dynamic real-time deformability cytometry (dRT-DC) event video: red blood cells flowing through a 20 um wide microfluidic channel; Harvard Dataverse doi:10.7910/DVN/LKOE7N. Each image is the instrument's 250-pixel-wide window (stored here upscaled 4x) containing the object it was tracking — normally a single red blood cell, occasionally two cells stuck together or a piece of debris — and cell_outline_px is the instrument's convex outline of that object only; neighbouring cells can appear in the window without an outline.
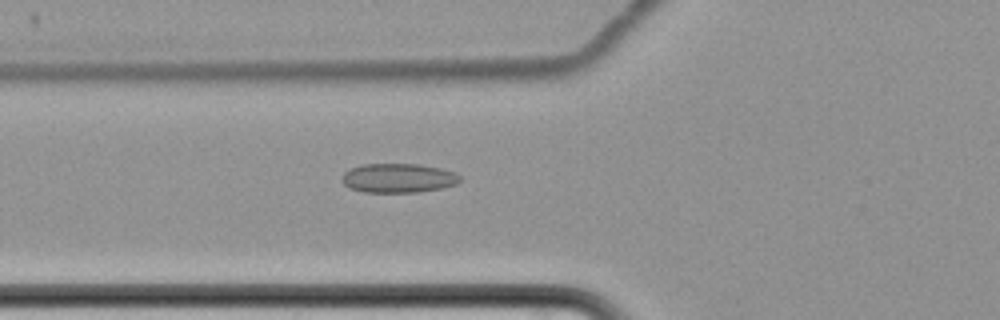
{"species": "common noctule bat (a hibernating species)", "species_latin": "Nyctalus noctula", "temperature_condition": "cold", "stored_images_in_passage": 5, "camera_frame_rate_fps": 3000, "um_per_image_px": 0.085, "animal": {"sex": "female", "body_mass_g": 22.7, "forearm_length_mm": 54.2}, "frame": {"image": 1, "passage_image": 5, "time_ms": 5.667, "image_size_px": [1000, 320], "cell_outline_px": [[460, 180], [456, 184], [440, 188], [416, 192], [364, 192], [348, 188], [340, 180], [344, 172], [360, 164], [420, 164], [440, 168], [456, 172], [460, 176]], "centroid_in_image_um": [33.82, 15.13], "position_along_channel_um": 92.0, "area_um2": 20.17}}